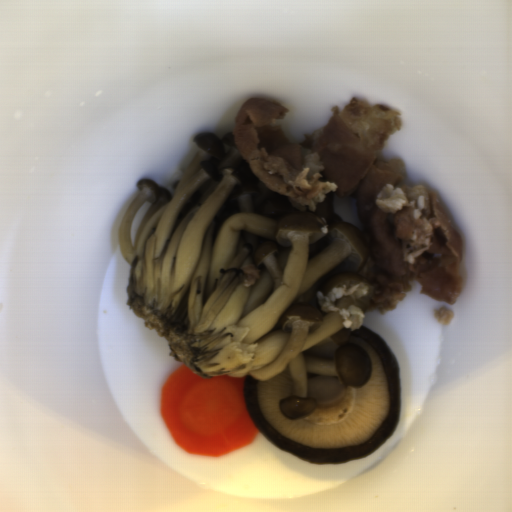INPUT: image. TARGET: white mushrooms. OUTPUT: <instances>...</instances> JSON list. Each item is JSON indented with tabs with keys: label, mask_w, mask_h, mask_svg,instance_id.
I'll return each mask as SVG.
<instances>
[{
	"label": "white mushrooms",
	"mask_w": 512,
	"mask_h": 512,
	"mask_svg": "<svg viewBox=\"0 0 512 512\" xmlns=\"http://www.w3.org/2000/svg\"><path fill=\"white\" fill-rule=\"evenodd\" d=\"M198 151L173 194L151 179L118 228L130 265L126 303L144 327L165 337L173 360L202 378L269 380L289 367L291 395L279 400L288 420L316 410L307 373L337 377L344 387L367 385L372 364L350 342L353 330L334 311H321L318 293L364 284L365 296L340 297L338 308L367 314L374 287L361 274L367 260L358 227L336 212V194L315 211L297 212L264 185L231 132L199 133ZM260 278L243 286V261ZM333 342L334 360L305 355Z\"/></svg>",
	"instance_id": "1e6be865"
}]
</instances>
